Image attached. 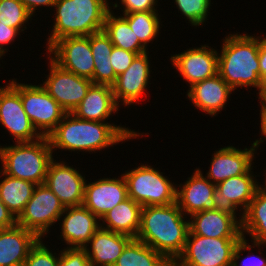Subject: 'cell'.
Masks as SVG:
<instances>
[{
  "label": "cell",
  "mask_w": 266,
  "mask_h": 266,
  "mask_svg": "<svg viewBox=\"0 0 266 266\" xmlns=\"http://www.w3.org/2000/svg\"><path fill=\"white\" fill-rule=\"evenodd\" d=\"M144 133L130 129L126 125H117L115 122L82 120L73 113H66L48 139L54 156L59 149L61 152L64 150L71 153L73 151L93 154L109 147L113 148L121 142L149 136L148 132Z\"/></svg>",
  "instance_id": "6da1fadb"
},
{
  "label": "cell",
  "mask_w": 266,
  "mask_h": 266,
  "mask_svg": "<svg viewBox=\"0 0 266 266\" xmlns=\"http://www.w3.org/2000/svg\"><path fill=\"white\" fill-rule=\"evenodd\" d=\"M189 232V218L177 203L141 209L136 239L163 254L172 264L183 253Z\"/></svg>",
  "instance_id": "7a4b0ae2"
},
{
  "label": "cell",
  "mask_w": 266,
  "mask_h": 266,
  "mask_svg": "<svg viewBox=\"0 0 266 266\" xmlns=\"http://www.w3.org/2000/svg\"><path fill=\"white\" fill-rule=\"evenodd\" d=\"M221 42L217 67L221 78L234 91L245 87L250 90L251 87L259 92L263 87L258 59L259 36L236 31L225 34Z\"/></svg>",
  "instance_id": "3957f363"
},
{
  "label": "cell",
  "mask_w": 266,
  "mask_h": 266,
  "mask_svg": "<svg viewBox=\"0 0 266 266\" xmlns=\"http://www.w3.org/2000/svg\"><path fill=\"white\" fill-rule=\"evenodd\" d=\"M111 9L107 0H57L53 6L46 50L57 40L69 36H89L103 30Z\"/></svg>",
  "instance_id": "277c9868"
},
{
  "label": "cell",
  "mask_w": 266,
  "mask_h": 266,
  "mask_svg": "<svg viewBox=\"0 0 266 266\" xmlns=\"http://www.w3.org/2000/svg\"><path fill=\"white\" fill-rule=\"evenodd\" d=\"M13 144H0V170L36 185L45 183L48 166L54 159L48 137Z\"/></svg>",
  "instance_id": "5b68a950"
},
{
  "label": "cell",
  "mask_w": 266,
  "mask_h": 266,
  "mask_svg": "<svg viewBox=\"0 0 266 266\" xmlns=\"http://www.w3.org/2000/svg\"><path fill=\"white\" fill-rule=\"evenodd\" d=\"M148 163L124 171L128 198L142 207L168 205L176 202V183Z\"/></svg>",
  "instance_id": "8992f818"
},
{
  "label": "cell",
  "mask_w": 266,
  "mask_h": 266,
  "mask_svg": "<svg viewBox=\"0 0 266 266\" xmlns=\"http://www.w3.org/2000/svg\"><path fill=\"white\" fill-rule=\"evenodd\" d=\"M20 94L26 115L42 137H48L63 119L66 112L59 103L48 94L45 88L34 83H21L17 78L8 80Z\"/></svg>",
  "instance_id": "52a82bcc"
},
{
  "label": "cell",
  "mask_w": 266,
  "mask_h": 266,
  "mask_svg": "<svg viewBox=\"0 0 266 266\" xmlns=\"http://www.w3.org/2000/svg\"><path fill=\"white\" fill-rule=\"evenodd\" d=\"M242 238H210L188 234L183 253L174 266H231L234 250Z\"/></svg>",
  "instance_id": "ba28073f"
},
{
  "label": "cell",
  "mask_w": 266,
  "mask_h": 266,
  "mask_svg": "<svg viewBox=\"0 0 266 266\" xmlns=\"http://www.w3.org/2000/svg\"><path fill=\"white\" fill-rule=\"evenodd\" d=\"M64 209L59 198L45 183L38 184L24 211L17 218V224L33 232L39 239H45L51 232L50 228L54 229L55 224L59 223Z\"/></svg>",
  "instance_id": "9c48e42d"
},
{
  "label": "cell",
  "mask_w": 266,
  "mask_h": 266,
  "mask_svg": "<svg viewBox=\"0 0 266 266\" xmlns=\"http://www.w3.org/2000/svg\"><path fill=\"white\" fill-rule=\"evenodd\" d=\"M253 168L256 169V166L246 174L230 177L218 183L213 195L215 209L234 216L240 223H242L243 213L260 187L257 177L261 176L257 172L254 174Z\"/></svg>",
  "instance_id": "30bf717a"
},
{
  "label": "cell",
  "mask_w": 266,
  "mask_h": 266,
  "mask_svg": "<svg viewBox=\"0 0 266 266\" xmlns=\"http://www.w3.org/2000/svg\"><path fill=\"white\" fill-rule=\"evenodd\" d=\"M62 69L92 80L94 58L89 36H69L55 41L44 55Z\"/></svg>",
  "instance_id": "8fae6325"
},
{
  "label": "cell",
  "mask_w": 266,
  "mask_h": 266,
  "mask_svg": "<svg viewBox=\"0 0 266 266\" xmlns=\"http://www.w3.org/2000/svg\"><path fill=\"white\" fill-rule=\"evenodd\" d=\"M48 75L40 84L45 88L62 107L66 113H72L80 104L90 86L92 80L80 77L72 72L66 71L54 63L47 55Z\"/></svg>",
  "instance_id": "7c38bea8"
},
{
  "label": "cell",
  "mask_w": 266,
  "mask_h": 266,
  "mask_svg": "<svg viewBox=\"0 0 266 266\" xmlns=\"http://www.w3.org/2000/svg\"><path fill=\"white\" fill-rule=\"evenodd\" d=\"M147 51L137 55L126 71L117 76L115 83L112 85L115 102L119 107L130 108L131 105L140 104L144 95H148L147 89L152 73L151 55ZM150 55V56H149ZM146 92V94H145Z\"/></svg>",
  "instance_id": "4fadbf2b"
},
{
  "label": "cell",
  "mask_w": 266,
  "mask_h": 266,
  "mask_svg": "<svg viewBox=\"0 0 266 266\" xmlns=\"http://www.w3.org/2000/svg\"><path fill=\"white\" fill-rule=\"evenodd\" d=\"M0 86V124L9 132L13 143L33 142L42 136L26 115L20 94L5 81ZM14 139V140H13Z\"/></svg>",
  "instance_id": "5bb4252c"
},
{
  "label": "cell",
  "mask_w": 266,
  "mask_h": 266,
  "mask_svg": "<svg viewBox=\"0 0 266 266\" xmlns=\"http://www.w3.org/2000/svg\"><path fill=\"white\" fill-rule=\"evenodd\" d=\"M218 50L209 46L208 43L201 44L200 47L194 46L178 54H170L169 59L176 73H179L180 78L182 77L190 87L218 73Z\"/></svg>",
  "instance_id": "9a60e30c"
},
{
  "label": "cell",
  "mask_w": 266,
  "mask_h": 266,
  "mask_svg": "<svg viewBox=\"0 0 266 266\" xmlns=\"http://www.w3.org/2000/svg\"><path fill=\"white\" fill-rule=\"evenodd\" d=\"M80 170L79 167L74 168L73 165H69L63 158L58 161L56 158L53 159L48 166L45 184L59 198L64 207L83 204L87 180Z\"/></svg>",
  "instance_id": "2e32d148"
},
{
  "label": "cell",
  "mask_w": 266,
  "mask_h": 266,
  "mask_svg": "<svg viewBox=\"0 0 266 266\" xmlns=\"http://www.w3.org/2000/svg\"><path fill=\"white\" fill-rule=\"evenodd\" d=\"M243 148L230 144L213 151L209 170L204 176L217 185L230 177L246 174L255 165V156L259 155V149L254 142L250 147Z\"/></svg>",
  "instance_id": "e0dca14e"
},
{
  "label": "cell",
  "mask_w": 266,
  "mask_h": 266,
  "mask_svg": "<svg viewBox=\"0 0 266 266\" xmlns=\"http://www.w3.org/2000/svg\"><path fill=\"white\" fill-rule=\"evenodd\" d=\"M91 181H86L82 205L100 220L109 210L128 198L127 184L122 173L117 178L106 176Z\"/></svg>",
  "instance_id": "ac0fdd59"
},
{
  "label": "cell",
  "mask_w": 266,
  "mask_h": 266,
  "mask_svg": "<svg viewBox=\"0 0 266 266\" xmlns=\"http://www.w3.org/2000/svg\"><path fill=\"white\" fill-rule=\"evenodd\" d=\"M59 222L61 232L57 238L67 248H84L100 228V219L83 205L65 207Z\"/></svg>",
  "instance_id": "d6986e66"
},
{
  "label": "cell",
  "mask_w": 266,
  "mask_h": 266,
  "mask_svg": "<svg viewBox=\"0 0 266 266\" xmlns=\"http://www.w3.org/2000/svg\"><path fill=\"white\" fill-rule=\"evenodd\" d=\"M184 181L176 184V203L184 215L215 209L213 195L216 185L208 180L200 167Z\"/></svg>",
  "instance_id": "ffe728a7"
},
{
  "label": "cell",
  "mask_w": 266,
  "mask_h": 266,
  "mask_svg": "<svg viewBox=\"0 0 266 266\" xmlns=\"http://www.w3.org/2000/svg\"><path fill=\"white\" fill-rule=\"evenodd\" d=\"M186 93L187 99L195 109L215 117L225 110L227 102L231 101V94L236 92L217 73L214 77L194 83Z\"/></svg>",
  "instance_id": "44dd1931"
},
{
  "label": "cell",
  "mask_w": 266,
  "mask_h": 266,
  "mask_svg": "<svg viewBox=\"0 0 266 266\" xmlns=\"http://www.w3.org/2000/svg\"><path fill=\"white\" fill-rule=\"evenodd\" d=\"M189 232L210 238H243L241 223L232 215L212 209L189 217Z\"/></svg>",
  "instance_id": "7402d4cb"
},
{
  "label": "cell",
  "mask_w": 266,
  "mask_h": 266,
  "mask_svg": "<svg viewBox=\"0 0 266 266\" xmlns=\"http://www.w3.org/2000/svg\"><path fill=\"white\" fill-rule=\"evenodd\" d=\"M118 111L120 107L115 102L112 86L92 84L72 113L82 120L108 122Z\"/></svg>",
  "instance_id": "603a6c76"
},
{
  "label": "cell",
  "mask_w": 266,
  "mask_h": 266,
  "mask_svg": "<svg viewBox=\"0 0 266 266\" xmlns=\"http://www.w3.org/2000/svg\"><path fill=\"white\" fill-rule=\"evenodd\" d=\"M38 240L33 232L18 224L0 229V266H23Z\"/></svg>",
  "instance_id": "cb8c5ba5"
},
{
  "label": "cell",
  "mask_w": 266,
  "mask_h": 266,
  "mask_svg": "<svg viewBox=\"0 0 266 266\" xmlns=\"http://www.w3.org/2000/svg\"><path fill=\"white\" fill-rule=\"evenodd\" d=\"M131 239L100 227L84 249L92 266H114Z\"/></svg>",
  "instance_id": "d4e9b609"
},
{
  "label": "cell",
  "mask_w": 266,
  "mask_h": 266,
  "mask_svg": "<svg viewBox=\"0 0 266 266\" xmlns=\"http://www.w3.org/2000/svg\"><path fill=\"white\" fill-rule=\"evenodd\" d=\"M142 206L127 198L109 210L100 220V227L136 238L140 229Z\"/></svg>",
  "instance_id": "484cf974"
},
{
  "label": "cell",
  "mask_w": 266,
  "mask_h": 266,
  "mask_svg": "<svg viewBox=\"0 0 266 266\" xmlns=\"http://www.w3.org/2000/svg\"><path fill=\"white\" fill-rule=\"evenodd\" d=\"M241 230L243 238L249 235V241L266 244V191L261 187L243 213Z\"/></svg>",
  "instance_id": "4316f807"
},
{
  "label": "cell",
  "mask_w": 266,
  "mask_h": 266,
  "mask_svg": "<svg viewBox=\"0 0 266 266\" xmlns=\"http://www.w3.org/2000/svg\"><path fill=\"white\" fill-rule=\"evenodd\" d=\"M114 12L112 9L107 12L103 28L112 44L138 55L147 52L148 49L139 41L128 21L122 15H119L118 11Z\"/></svg>",
  "instance_id": "83f0119b"
},
{
  "label": "cell",
  "mask_w": 266,
  "mask_h": 266,
  "mask_svg": "<svg viewBox=\"0 0 266 266\" xmlns=\"http://www.w3.org/2000/svg\"><path fill=\"white\" fill-rule=\"evenodd\" d=\"M0 200L16 218L24 211L36 184L11 177L0 170Z\"/></svg>",
  "instance_id": "f1b7e54d"
},
{
  "label": "cell",
  "mask_w": 266,
  "mask_h": 266,
  "mask_svg": "<svg viewBox=\"0 0 266 266\" xmlns=\"http://www.w3.org/2000/svg\"><path fill=\"white\" fill-rule=\"evenodd\" d=\"M172 263L161 253L142 241L132 238L114 266H171Z\"/></svg>",
  "instance_id": "f546056e"
},
{
  "label": "cell",
  "mask_w": 266,
  "mask_h": 266,
  "mask_svg": "<svg viewBox=\"0 0 266 266\" xmlns=\"http://www.w3.org/2000/svg\"><path fill=\"white\" fill-rule=\"evenodd\" d=\"M129 23V26L138 37L139 41L147 48L159 38L163 16L158 11H140L122 15ZM162 21V22H161ZM149 46V47H148Z\"/></svg>",
  "instance_id": "4dcf8cb0"
},
{
  "label": "cell",
  "mask_w": 266,
  "mask_h": 266,
  "mask_svg": "<svg viewBox=\"0 0 266 266\" xmlns=\"http://www.w3.org/2000/svg\"><path fill=\"white\" fill-rule=\"evenodd\" d=\"M32 17L19 0H0V24L16 28L22 34L27 32L24 30L32 23Z\"/></svg>",
  "instance_id": "1f68e13d"
},
{
  "label": "cell",
  "mask_w": 266,
  "mask_h": 266,
  "mask_svg": "<svg viewBox=\"0 0 266 266\" xmlns=\"http://www.w3.org/2000/svg\"><path fill=\"white\" fill-rule=\"evenodd\" d=\"M178 13L181 14L183 19H187L186 23L194 27L195 29L199 26L202 27L206 22H208L211 0H173ZM180 11V12H179Z\"/></svg>",
  "instance_id": "d6a6232c"
},
{
  "label": "cell",
  "mask_w": 266,
  "mask_h": 266,
  "mask_svg": "<svg viewBox=\"0 0 266 266\" xmlns=\"http://www.w3.org/2000/svg\"><path fill=\"white\" fill-rule=\"evenodd\" d=\"M249 243V238H242L239 243L237 244L232 259L231 266H266V258L261 256L263 251L261 247L264 249L266 248V244H259V243ZM258 249V253L261 255H254L255 253L252 252L254 249ZM260 251V252H259ZM245 252H248V256L243 255ZM252 254H251V253ZM243 255V256H242ZM245 256V257H244ZM243 257V258H242ZM242 259V260H240Z\"/></svg>",
  "instance_id": "836d02e7"
},
{
  "label": "cell",
  "mask_w": 266,
  "mask_h": 266,
  "mask_svg": "<svg viewBox=\"0 0 266 266\" xmlns=\"http://www.w3.org/2000/svg\"><path fill=\"white\" fill-rule=\"evenodd\" d=\"M44 239H39L37 243L30 249L27 259L23 266H58L59 254L58 250L56 253L53 252L51 247L45 244Z\"/></svg>",
  "instance_id": "e575fe53"
},
{
  "label": "cell",
  "mask_w": 266,
  "mask_h": 266,
  "mask_svg": "<svg viewBox=\"0 0 266 266\" xmlns=\"http://www.w3.org/2000/svg\"><path fill=\"white\" fill-rule=\"evenodd\" d=\"M116 78L110 57L94 58L93 84L112 86Z\"/></svg>",
  "instance_id": "d590c367"
},
{
  "label": "cell",
  "mask_w": 266,
  "mask_h": 266,
  "mask_svg": "<svg viewBox=\"0 0 266 266\" xmlns=\"http://www.w3.org/2000/svg\"><path fill=\"white\" fill-rule=\"evenodd\" d=\"M116 1L117 0H115V2H111V9H121L122 14L120 15L140 11H159V9L157 8H159L160 6V0H120V2H118L119 0L117 2Z\"/></svg>",
  "instance_id": "8d00e7d4"
},
{
  "label": "cell",
  "mask_w": 266,
  "mask_h": 266,
  "mask_svg": "<svg viewBox=\"0 0 266 266\" xmlns=\"http://www.w3.org/2000/svg\"><path fill=\"white\" fill-rule=\"evenodd\" d=\"M58 266H92L84 248L60 249Z\"/></svg>",
  "instance_id": "74e56055"
},
{
  "label": "cell",
  "mask_w": 266,
  "mask_h": 266,
  "mask_svg": "<svg viewBox=\"0 0 266 266\" xmlns=\"http://www.w3.org/2000/svg\"><path fill=\"white\" fill-rule=\"evenodd\" d=\"M113 46L104 30L90 35V47L93 58L110 57Z\"/></svg>",
  "instance_id": "f35d334b"
},
{
  "label": "cell",
  "mask_w": 266,
  "mask_h": 266,
  "mask_svg": "<svg viewBox=\"0 0 266 266\" xmlns=\"http://www.w3.org/2000/svg\"><path fill=\"white\" fill-rule=\"evenodd\" d=\"M137 55L135 52L113 46L112 53L110 54V62L115 71V75L119 76L126 71Z\"/></svg>",
  "instance_id": "ab89813d"
},
{
  "label": "cell",
  "mask_w": 266,
  "mask_h": 266,
  "mask_svg": "<svg viewBox=\"0 0 266 266\" xmlns=\"http://www.w3.org/2000/svg\"><path fill=\"white\" fill-rule=\"evenodd\" d=\"M21 32L13 27H8L0 24V59L2 60L5 54L8 53L9 47L14 44L16 38L22 37ZM20 36V37H19ZM11 44V46H9Z\"/></svg>",
  "instance_id": "60d3db41"
},
{
  "label": "cell",
  "mask_w": 266,
  "mask_h": 266,
  "mask_svg": "<svg viewBox=\"0 0 266 266\" xmlns=\"http://www.w3.org/2000/svg\"><path fill=\"white\" fill-rule=\"evenodd\" d=\"M30 12V14L35 17L36 12L42 11L40 8H46L49 10L50 8V13H52V9L54 4L56 3L57 0H19ZM37 10V11H36ZM39 10V11H38Z\"/></svg>",
  "instance_id": "b9f144b4"
},
{
  "label": "cell",
  "mask_w": 266,
  "mask_h": 266,
  "mask_svg": "<svg viewBox=\"0 0 266 266\" xmlns=\"http://www.w3.org/2000/svg\"><path fill=\"white\" fill-rule=\"evenodd\" d=\"M259 67L263 86H266V35H259Z\"/></svg>",
  "instance_id": "7bdbcfd3"
},
{
  "label": "cell",
  "mask_w": 266,
  "mask_h": 266,
  "mask_svg": "<svg viewBox=\"0 0 266 266\" xmlns=\"http://www.w3.org/2000/svg\"><path fill=\"white\" fill-rule=\"evenodd\" d=\"M17 224V218L0 200V229L10 228Z\"/></svg>",
  "instance_id": "ee69618b"
},
{
  "label": "cell",
  "mask_w": 266,
  "mask_h": 266,
  "mask_svg": "<svg viewBox=\"0 0 266 266\" xmlns=\"http://www.w3.org/2000/svg\"><path fill=\"white\" fill-rule=\"evenodd\" d=\"M259 118H260V132L259 134H261L260 139H255V141H253L258 149L261 145H263L262 143H264L266 141V111H260L259 113Z\"/></svg>",
  "instance_id": "f6af8a7d"
},
{
  "label": "cell",
  "mask_w": 266,
  "mask_h": 266,
  "mask_svg": "<svg viewBox=\"0 0 266 266\" xmlns=\"http://www.w3.org/2000/svg\"><path fill=\"white\" fill-rule=\"evenodd\" d=\"M256 94H258L256 98L259 99L258 103L261 109L259 111H266V86H263Z\"/></svg>",
  "instance_id": "bcb514c9"
},
{
  "label": "cell",
  "mask_w": 266,
  "mask_h": 266,
  "mask_svg": "<svg viewBox=\"0 0 266 266\" xmlns=\"http://www.w3.org/2000/svg\"><path fill=\"white\" fill-rule=\"evenodd\" d=\"M265 168H266V167H265ZM263 172H265V173H263V175H262V176H265V177H264L265 180H264L263 182L260 181V187H261L263 190L266 191V169H264ZM261 182H262L263 184H261Z\"/></svg>",
  "instance_id": "7dc6e473"
}]
</instances>
